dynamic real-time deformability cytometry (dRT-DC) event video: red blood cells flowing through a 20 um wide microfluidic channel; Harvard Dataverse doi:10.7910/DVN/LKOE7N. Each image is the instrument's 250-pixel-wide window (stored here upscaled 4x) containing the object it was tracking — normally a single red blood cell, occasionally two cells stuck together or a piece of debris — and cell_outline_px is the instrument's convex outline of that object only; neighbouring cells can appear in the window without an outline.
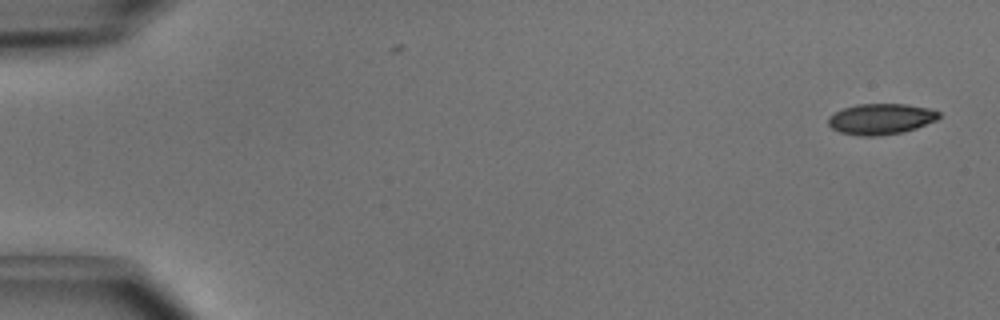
{"species": "common noctule bat (a hibernating species)", "species_latin": "Nyctalus noctula", "temperature_condition": "cold", "stored_images_in_passage": 49, "camera_frame_rate_fps": 3000, "um_per_image_px": 0.085, "animal": {"sex": "male", "body_mass_g": 15.6}, "frame": {"image": 1, "passage_image": 1, "time_ms": 0.0, "image_size_px": [1000, 320], "cell_outline_px": [[940, 116], [936, 120], [916, 128], [900, 132], [876, 136], [860, 136], [840, 132], [832, 128], [828, 124], [828, 116], [844, 108], [856, 104], [904, 104], [928, 108], [940, 112]], "centroid_in_image_um": [74.85, 10.11], "position_along_channel_um": 10.1, "area_um2": 19.71}}
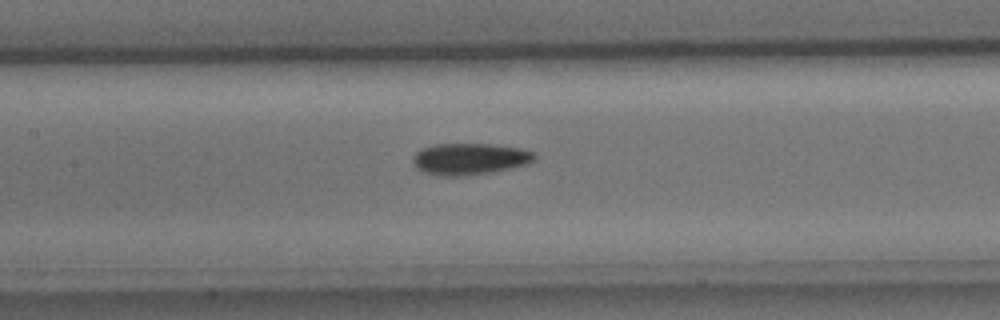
{"frame": {"image": 2, "passage_image": 23, "time_ms": 7.333, "image_size_px": [1000, 320], "cell_outline_px": [[536, 160], [528, 164], [512, 168], [492, 172], [468, 176], [444, 176], [424, 172], [416, 168], [412, 160], [412, 156], [416, 152], [424, 148], [436, 144], [488, 144], [524, 148], [536, 152]], "centroid_in_image_um": [39.98, 13.51], "position_along_channel_um": 167.4, "area_um2": 22.66}}
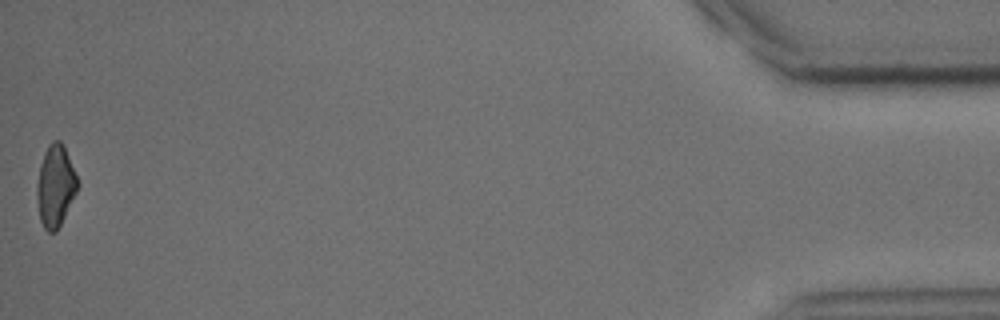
{"frame": {"image": 3, "passage_image": 49, "time_ms": 16.0, "image_size_px": [1000, 320], "cell_outline_px": [[80, 184], [56, 232], [48, 232], [44, 228], [40, 220], [36, 196], [36, 184], [40, 164], [44, 152], [48, 144], [52, 140], [60, 140], [64, 144]], "centroid_in_image_um": [4.7, 15.76], "position_along_channel_um": 430.5, "area_um2": 19.48}, "authors_computed_cell_mechanics": {"area_um2": 20.808, "velocity_mm_per_s": 4.0486, "shape_relaxation_time_tau1_ms": 4.0648, "shape_relaxation_time_tau2_ms": 6.2836, "deformation_change_tau1": 0.1099, "deformation_change_tau2": 0.125}}